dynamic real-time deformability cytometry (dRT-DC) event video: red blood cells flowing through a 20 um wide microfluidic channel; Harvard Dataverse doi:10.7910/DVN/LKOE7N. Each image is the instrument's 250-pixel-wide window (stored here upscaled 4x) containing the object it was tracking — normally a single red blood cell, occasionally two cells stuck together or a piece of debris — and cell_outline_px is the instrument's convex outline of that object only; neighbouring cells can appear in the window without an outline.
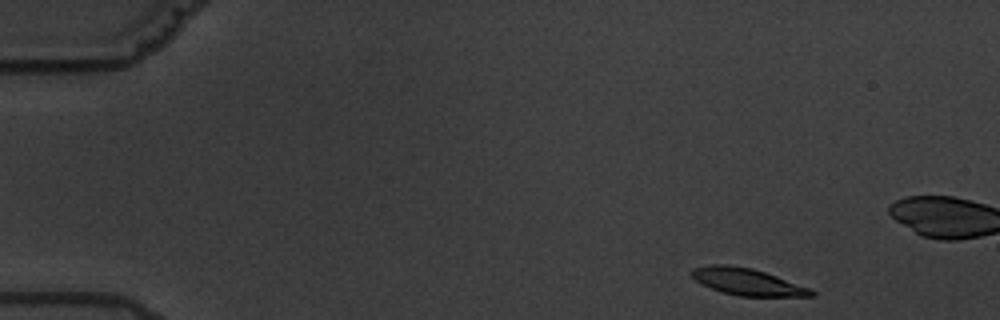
{"species": "common noctule bat (a hibernating species)", "species_latin": "Nyctalus noctula", "temperature_condition": "warm", "stored_images_in_passage": 5, "camera_frame_rate_fps": 3000, "um_per_image_px": 0.085, "animal": {"sex": "male", "body_mass_g": 19.5, "forearm_length_mm": 54.6}, "frame": {"image": 1, "passage_image": 1, "time_ms": 0.0, "image_size_px": [1000, 320], "cell_outline_px": [[816, 296], [740, 296], [724, 292], [700, 284], [692, 276], [692, 268], [712, 264], [728, 264], [752, 268], [812, 288], [816, 292]], "centroid_in_image_um": [63.55, 23.95], "position_along_channel_um": 21.4, "area_um2": 18.67}}